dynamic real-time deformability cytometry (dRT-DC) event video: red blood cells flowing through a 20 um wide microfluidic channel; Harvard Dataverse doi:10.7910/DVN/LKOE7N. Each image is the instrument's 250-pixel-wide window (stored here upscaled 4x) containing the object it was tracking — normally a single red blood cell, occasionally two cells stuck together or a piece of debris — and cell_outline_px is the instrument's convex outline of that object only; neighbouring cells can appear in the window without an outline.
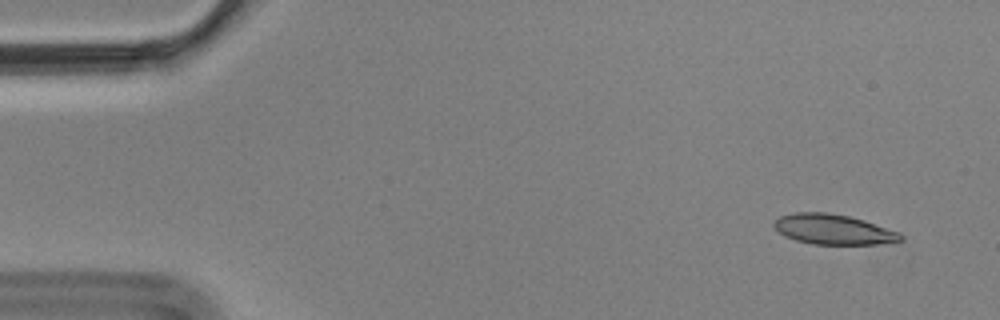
{"species": "Egyptian fruit bat (a non-hibernating species)", "species_latin": "Rousettus aegyptiacus", "temperature_condition": "cold", "stored_images_in_passage": 5, "camera_frame_rate_fps": 3000, "um_per_image_px": 0.085, "animal": {"sex": "male"}, "frame": {"image": 1, "passage_image": 1, "time_ms": 0.0, "image_size_px": [1000, 320], "cell_outline_px": [[904, 240], [876, 244], [812, 244], [796, 240], [784, 236], [772, 224], [780, 216], [792, 212], [828, 212], [848, 216], [864, 220], [900, 232], [904, 236]], "centroid_in_image_um": [70.84, 19.49], "position_along_channel_um": 14.2, "area_um2": 22.25}}